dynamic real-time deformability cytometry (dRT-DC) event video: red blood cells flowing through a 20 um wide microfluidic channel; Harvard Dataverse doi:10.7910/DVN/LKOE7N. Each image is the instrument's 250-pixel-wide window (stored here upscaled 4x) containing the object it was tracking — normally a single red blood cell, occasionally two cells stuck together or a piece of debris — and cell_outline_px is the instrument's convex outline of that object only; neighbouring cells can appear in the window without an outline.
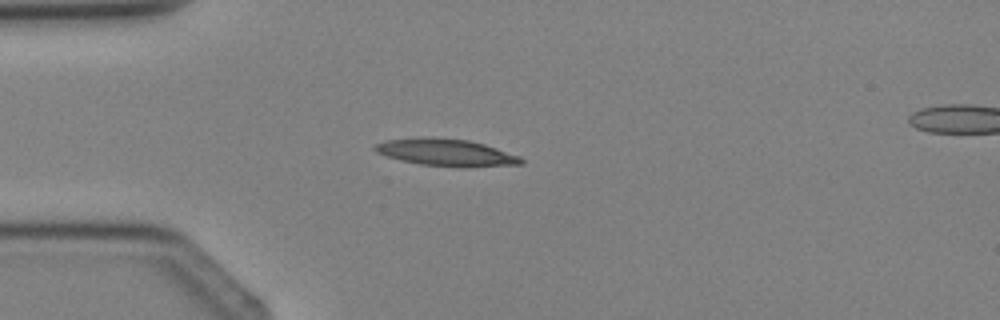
{"species": "Egyptian fruit bat (a non-hibernating species)", "species_latin": "Rousettus aegyptiacus", "temperature_condition": "cold", "stored_images_in_passage": 4, "segment_of_instrument_passage": [1, 2], "camera_frame_rate_fps": 3000, "um_per_image_px": 0.085, "animal": {"sex": "female"}, "frame": {"image": 1, "passage_image": 3, "time_ms": 2.333, "image_size_px": [1000, 320], "cell_outline_px": [[524, 164], [468, 168], [464, 168], [420, 164], [400, 160], [384, 156], [376, 152], [372, 148], [376, 144], [384, 140], [468, 140], [484, 144], [520, 156], [524, 160]], "centroid_in_image_um": [38.01, 13.03], "position_along_channel_um": 47.0, "area_um2": 22.31}}